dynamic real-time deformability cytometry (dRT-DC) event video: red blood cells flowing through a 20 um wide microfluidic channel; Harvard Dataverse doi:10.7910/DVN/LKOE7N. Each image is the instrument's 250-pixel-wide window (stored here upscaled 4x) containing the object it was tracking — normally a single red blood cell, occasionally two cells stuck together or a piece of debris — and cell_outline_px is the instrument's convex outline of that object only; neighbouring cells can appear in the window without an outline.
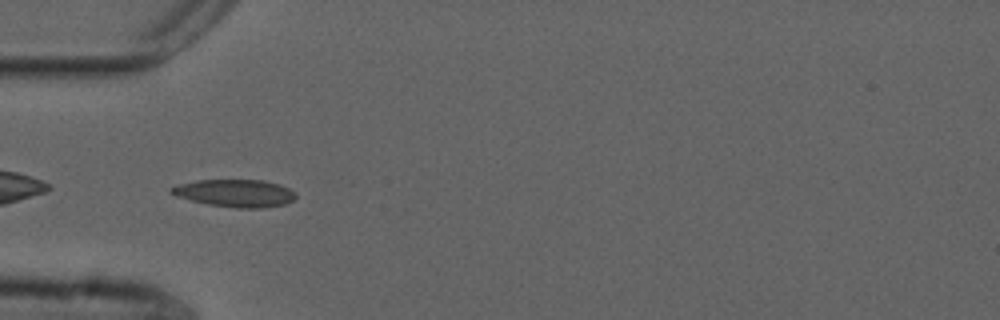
{"species": "common noctule bat (a hibernating species)", "species_latin": "Nyctalus noctula", "temperature_condition": "cold", "stored_images_in_passage": 31, "camera_frame_rate_fps": 3000, "um_per_image_px": 0.085, "animal": {"sex": "male", "forearm_length_mm": 52.5}, "frame": {"image": 1, "passage_image": 2, "time_ms": 0.333, "image_size_px": [1000, 320], "cell_outline_px": [[296, 196], [292, 200], [284, 204], [260, 208], [236, 208], [208, 204], [176, 196], [172, 192], [172, 188], [180, 184], [196, 180], [260, 180], [280, 184], [288, 188]], "centroid_in_image_um": [20.0, 16.42], "position_along_channel_um": 65.0, "area_um2": 19.54}}
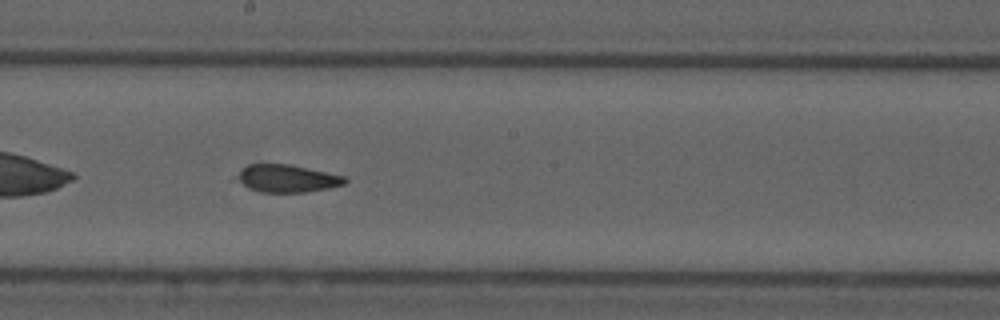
{"frame": {"image": 2, "passage_image": 15, "time_ms": 4.667, "image_size_px": [1000, 320], "cell_outline_px": [[348, 180], [344, 184], [328, 188], [308, 192], [260, 192], [248, 188], [232, 180], [248, 164], [292, 164], [344, 176]], "centroid_in_image_um": [24.36, 15.17], "position_along_channel_um": 223.8, "area_um2": 17.51}}
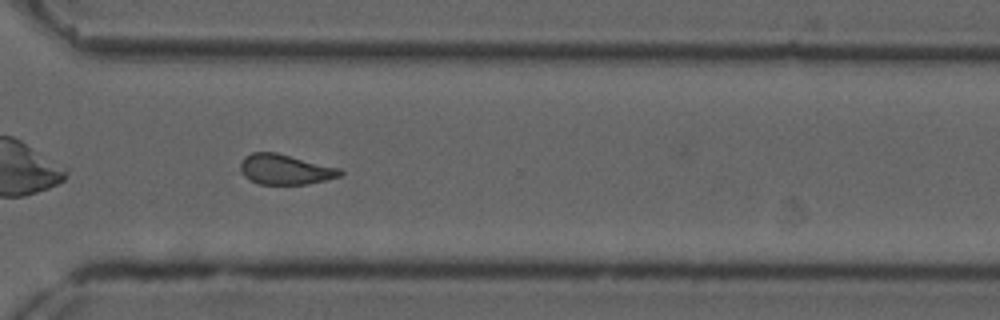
{"frame": {"image": 3, "passage_image": 25, "time_ms": 8.0, "image_size_px": [1000, 320], "cell_outline_px": [[344, 172], [340, 176], [308, 184], [260, 184], [248, 180], [244, 176], [240, 168], [240, 164], [244, 156], [252, 152], [276, 152], [340, 168]], "centroid_in_image_um": [24.22, 14.4], "position_along_channel_um": 346.4, "area_um2": 17.57}, "authors_computed_cell_mechanics": {"area_um2": 18.0336, "velocity_mm_per_s": 3.685, "shape_relaxation_time_tau1_ms": null, "shape_relaxation_time_tau2_ms": 4.0211, "deformation_change_tau1": null, "deformation_change_tau2": 0.1241}}